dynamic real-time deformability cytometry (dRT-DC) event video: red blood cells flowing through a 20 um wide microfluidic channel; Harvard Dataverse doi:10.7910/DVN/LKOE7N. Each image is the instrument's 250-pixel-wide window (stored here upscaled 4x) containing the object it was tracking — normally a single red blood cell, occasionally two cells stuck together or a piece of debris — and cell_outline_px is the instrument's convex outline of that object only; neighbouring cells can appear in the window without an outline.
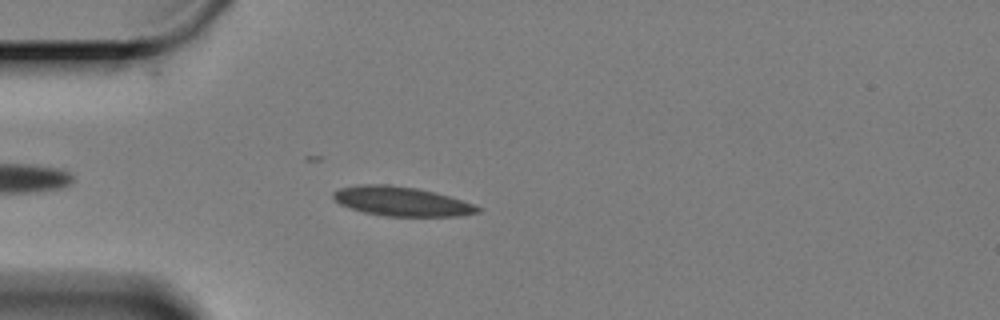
{"species": "Egyptian fruit bat (a non-hibernating species)", "species_latin": "Rousettus aegyptiacus", "temperature_condition": "cold", "stored_images_in_passage": 52, "camera_frame_rate_fps": 3000, "um_per_image_px": 0.085, "animal": {"sex": "female"}, "frame": {"image": 1, "passage_image": 8, "time_ms": 2.333, "image_size_px": [1000, 320], "cell_outline_px": [[480, 212], [460, 216], [388, 216], [364, 212], [340, 204], [332, 196], [332, 192], [340, 188], [356, 184], [388, 184], [416, 188], [436, 192], [472, 204], [480, 208]], "centroid_in_image_um": [34.1, 17.1], "position_along_channel_um": 50.9, "area_um2": 24.51}}
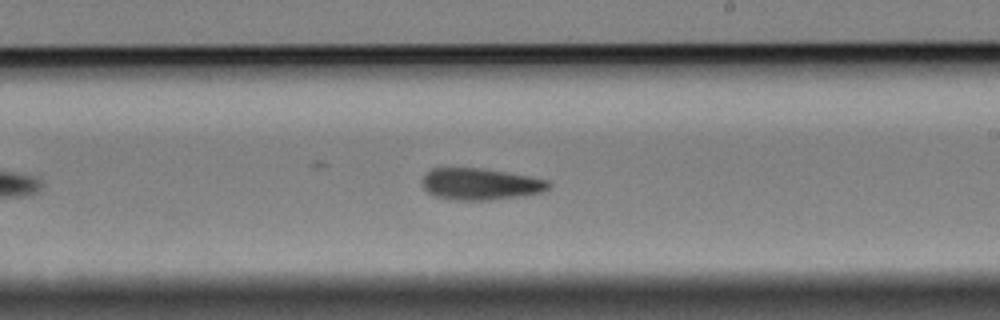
{"frame": {"image": 2, "passage_image": 27, "time_ms": 8.667, "image_size_px": [1000, 320], "cell_outline_px": [[552, 184], [548, 188], [540, 192], [516, 196], [488, 200], [452, 200], [436, 196], [428, 192], [424, 188], [424, 176], [432, 168], [484, 168], [528, 176], [548, 180]], "centroid_in_image_um": [40.83, 15.64], "position_along_channel_um": 248.2, "area_um2": 22.95}}
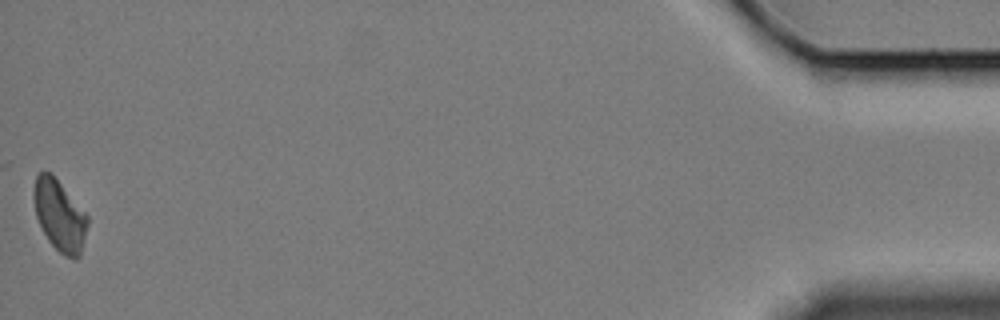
{"frame": {"image": 3, "passage_image": 52, "time_ms": 17.0, "image_size_px": [1000, 320], "cell_outline_px": [[88, 224], [80, 256], [76, 260], [72, 260], [64, 256], [48, 240], [36, 216], [32, 196], [32, 192], [36, 176], [40, 172], [52, 172], [88, 216]], "centroid_in_image_um": [5.06, 18.31], "position_along_channel_um": 430.1, "area_um2": 22.43}, "authors_computed_cell_mechanics": {"area_um2": 23.5246, "velocity_mm_per_s": 3.2805, "shape_relaxation_time_tau1_ms": 6.9171, "shape_relaxation_time_tau2_ms": 8.8763, "deformation_change_tau1": 0.115, "deformation_change_tau2": 0.126}}